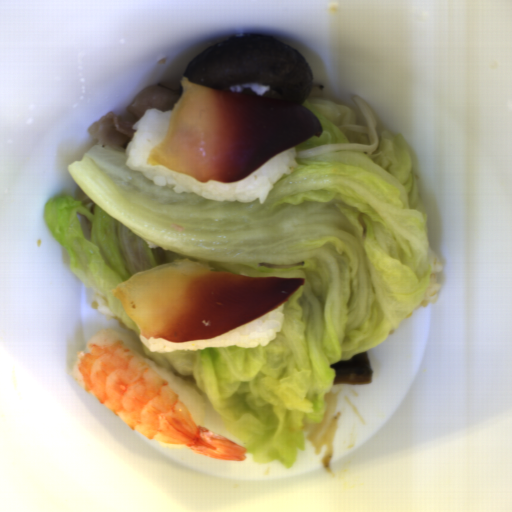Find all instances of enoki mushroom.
<instances>
[{"mask_svg":"<svg viewBox=\"0 0 512 512\" xmlns=\"http://www.w3.org/2000/svg\"><path fill=\"white\" fill-rule=\"evenodd\" d=\"M353 101L362 112L364 117L365 126L368 130L370 142L367 144H350V143H335V144H322L310 149L302 150L297 152L298 158L316 156L321 154L339 152V151H364L366 154H372L375 152L378 146V133L376 125V117L371 111L369 106L359 97L353 96Z\"/></svg>","mask_w":512,"mask_h":512,"instance_id":"obj_1","label":"enoki mushroom"}]
</instances>
